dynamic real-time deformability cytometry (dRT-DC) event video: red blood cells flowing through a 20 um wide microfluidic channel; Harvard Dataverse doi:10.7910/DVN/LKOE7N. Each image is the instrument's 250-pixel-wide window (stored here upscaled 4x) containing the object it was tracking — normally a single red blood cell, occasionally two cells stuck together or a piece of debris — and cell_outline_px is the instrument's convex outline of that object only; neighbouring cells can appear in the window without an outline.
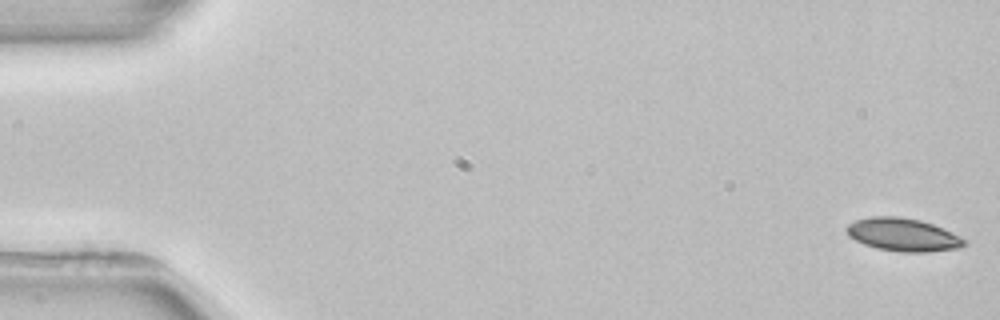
{"species": "common noctule bat (a hibernating species)", "species_latin": "Nyctalus noctula", "temperature_condition": "room temperature", "stored_images_in_passage": 5, "segment_of_instrument_passage": [1, 2], "camera_frame_rate_fps": 3000, "um_per_image_px": 0.085, "animal": {"sex": "female", "body_mass_g": 22.7, "forearm_length_mm": 54.2}, "frame": {"image": 1, "passage_image": 1, "time_ms": 0.0, "image_size_px": [1000, 320], "cell_outline_px": [[968, 244], [960, 248], [928, 252], [900, 252], [876, 248], [864, 244], [848, 236], [844, 228], [848, 224], [856, 220], [872, 216], [896, 216], [920, 220], [932, 224], [952, 232], [968, 240]], "centroid_in_image_um": [76.77, 19.96], "position_along_channel_um": 8.2, "area_um2": 22.83}}
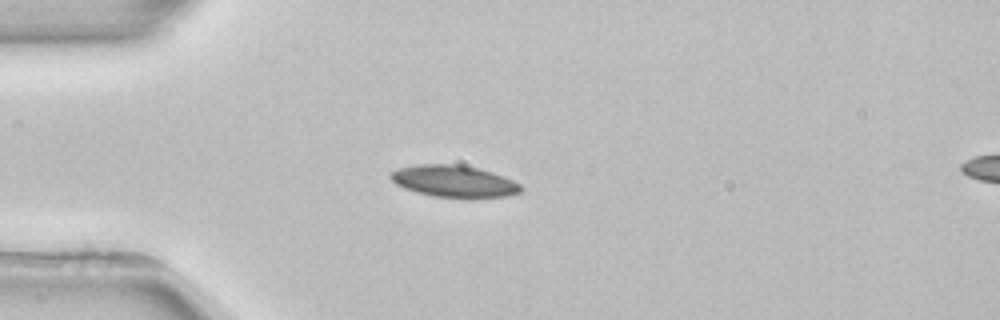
{"frame": {"image": 2, "passage_image": 4, "time_ms": 4.333, "image_size_px": [1000, 320], "cell_outline_px": [[524, 188], [520, 192], [508, 196], [432, 196], [416, 192], [404, 188], [396, 184], [388, 176], [392, 172], [400, 168], [420, 164], [460, 164], [492, 172], [512, 180], [520, 184]], "centroid_in_image_um": [38.57, 15.38], "position_along_channel_um": 46.4, "area_um2": 23.58}}